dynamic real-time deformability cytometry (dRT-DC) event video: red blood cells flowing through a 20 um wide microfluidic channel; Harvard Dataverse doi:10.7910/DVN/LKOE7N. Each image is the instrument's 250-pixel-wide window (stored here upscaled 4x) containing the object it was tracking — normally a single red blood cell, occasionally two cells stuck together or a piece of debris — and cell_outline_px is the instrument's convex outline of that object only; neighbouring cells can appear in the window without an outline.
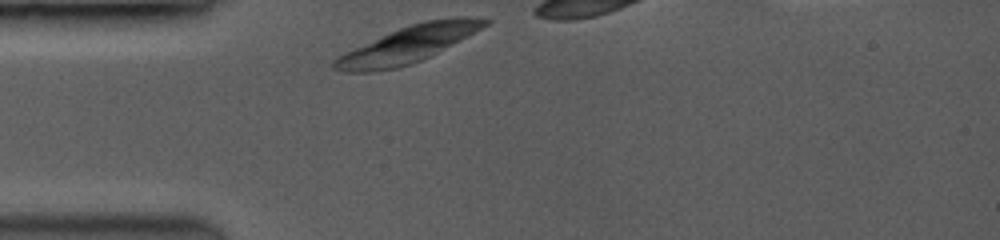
{"species": "common noctule bat (a hibernating species)", "species_latin": "Nyctalus noctula", "temperature_condition": "room temperature", "stored_images_in_passage": 11, "camera_frame_rate_fps": 3500, "um_per_image_px": 0.085, "animal": {"sex": "female", "body_mass_g": 19.0, "forearm_length_mm": 53.3}, "frame": {"image": 1, "passage_image": 1, "time_ms": 0.0, "image_size_px": [1000, 240], "cell_outline_px": [[492, 20], [488, 24], [428, 56], [420, 60], [396, 68], [368, 72], [344, 72], [332, 68], [332, 60], [344, 52], [380, 36], [400, 28], [424, 20], [456, 16], [472, 16]], "centroid_in_image_um": [34.63, 3.76], "position_along_channel_um": 50.4, "area_um2": 31.44}}
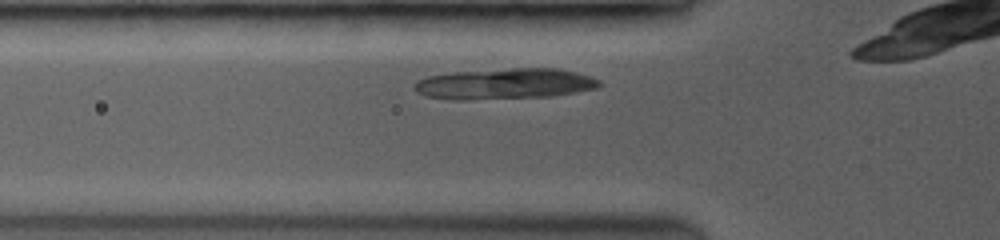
{"frame": {"image": 2, "passage_image": 4, "time_ms": 1.143, "image_size_px": [1000, 240], "cell_outline_px": [[604, 84], [596, 88], [572, 92], [544, 96], [468, 100], [460, 100], [428, 96], [412, 88], [412, 84], [416, 80], [428, 76], [452, 72], [512, 68], [556, 68], [576, 72], [600, 80]], "centroid_in_image_um": [42.87, 7.11], "position_along_channel_um": 82.9, "area_um2": 32.89}}
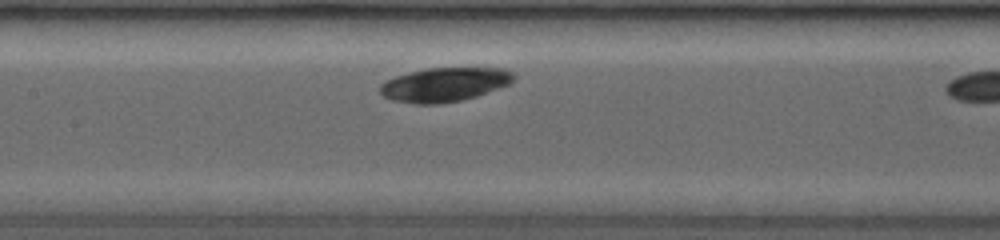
{"frame": {"image": 3, "passage_image": 7, "time_ms": 3.429, "image_size_px": [1000, 240], "cell_outline_px": [[516, 76], [508, 84], [460, 100], [432, 104], [420, 104], [392, 100], [384, 96], [380, 92], [380, 84], [396, 76], [428, 68], [504, 68], [512, 72]], "centroid_in_image_um": [37.75, 7.17], "position_along_channel_um": 169.6, "area_um2": 25.78}}